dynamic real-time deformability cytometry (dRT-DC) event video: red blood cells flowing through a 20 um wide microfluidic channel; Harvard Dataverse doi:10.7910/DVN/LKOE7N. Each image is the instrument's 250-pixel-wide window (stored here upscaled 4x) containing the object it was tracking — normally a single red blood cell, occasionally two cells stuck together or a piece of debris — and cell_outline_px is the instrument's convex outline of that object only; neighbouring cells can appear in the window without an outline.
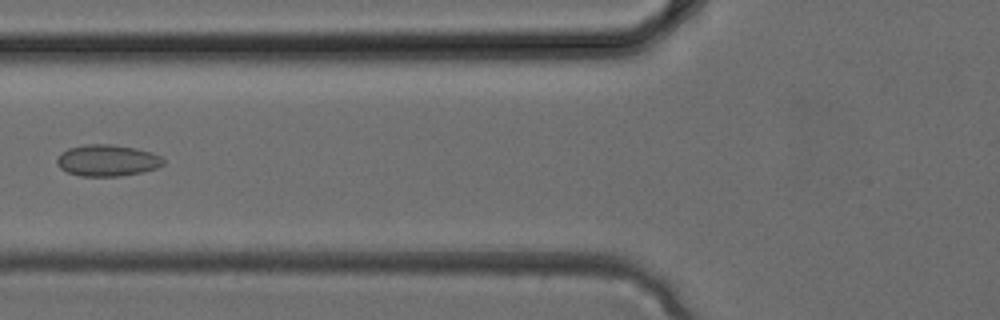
{"species": "common noctule bat (a hibernating species)", "species_latin": "Nyctalus noctula", "temperature_condition": "cold", "stored_images_in_passage": 3, "camera_frame_rate_fps": 3000, "um_per_image_px": 0.085, "animal": {"sex": "female", "body_mass_g": 24.6, "forearm_length_mm": 56.2}, "frame": {"image": 1, "passage_image": 3, "time_ms": 0.667, "image_size_px": [1000, 320], "cell_outline_px": [[164, 164], [156, 168], [140, 172], [120, 176], [80, 176], [68, 172], [60, 168], [56, 164], [56, 160], [60, 152], [68, 148], [84, 144], [112, 144], [136, 148], [152, 152], [160, 156], [164, 160]], "centroid_in_image_um": [9.09, 13.62], "position_along_channel_um": 116.7, "area_um2": 19.65}}